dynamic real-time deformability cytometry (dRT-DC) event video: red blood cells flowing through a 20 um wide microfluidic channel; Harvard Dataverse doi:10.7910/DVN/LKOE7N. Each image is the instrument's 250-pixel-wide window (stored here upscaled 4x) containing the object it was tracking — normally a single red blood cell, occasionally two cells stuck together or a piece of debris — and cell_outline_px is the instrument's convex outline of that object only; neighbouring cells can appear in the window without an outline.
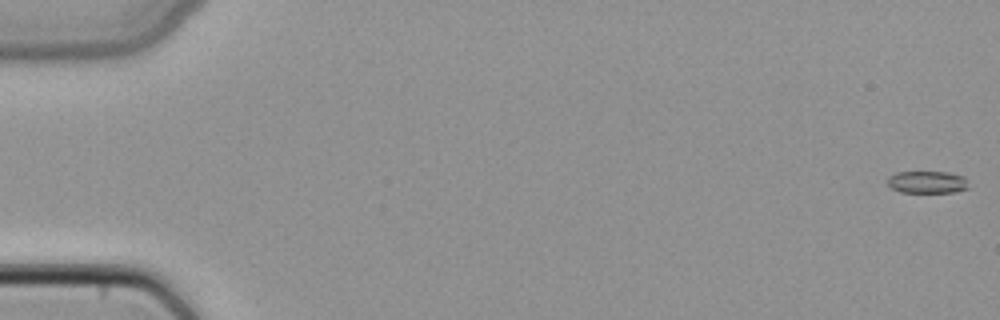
{"species": "common noctule bat (a hibernating species)", "species_latin": "Nyctalus noctula", "temperature_condition": "cold", "stored_images_in_passage": 50, "camera_frame_rate_fps": 3000, "um_per_image_px": 0.085, "animal": {"sex": "female", "body_mass_g": 22.7, "forearm_length_mm": 54.2}, "frame": {"image": 1, "passage_image": 1, "time_ms": 0.0, "image_size_px": [1000, 320], "cell_outline_px": [[968, 188], [952, 192], [900, 192], [892, 188], [888, 184], [888, 176], [896, 172], [948, 172], [964, 176]], "centroid_in_image_um": [78.79, 15.47], "position_along_channel_um": 6.2, "area_um2": 10.4}}
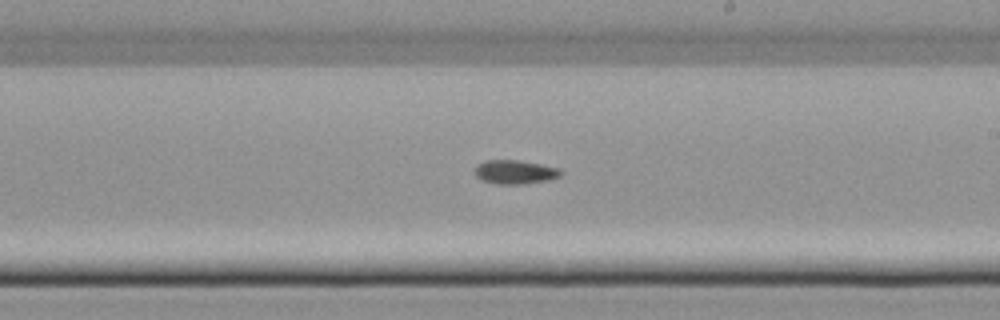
{"frame": {"image": 2, "passage_image": 30, "time_ms": 9.667, "image_size_px": [1000, 320], "cell_outline_px": [[564, 172], [560, 176], [548, 180], [520, 184], [496, 184], [480, 180], [476, 176], [476, 164], [484, 160], [516, 160], [540, 164], [560, 168]], "centroid_in_image_um": [43.77, 14.62], "position_along_channel_um": 245.2, "area_um2": 12.02}}
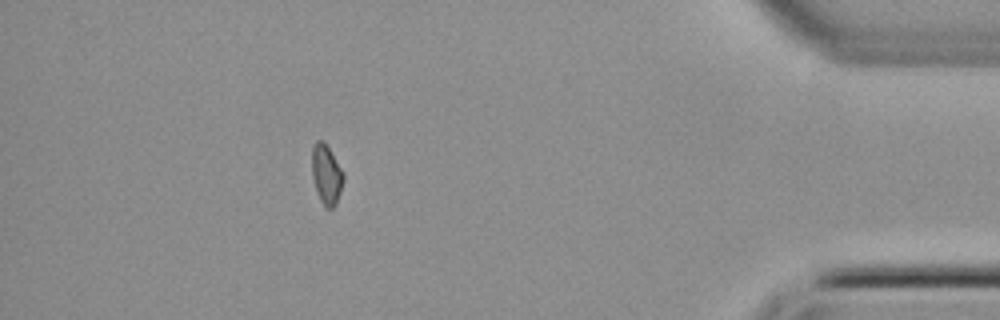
{"frame": {"image": 3, "passage_image": 45, "time_ms": 14.667, "image_size_px": [1000, 320], "cell_outline_px": [[344, 180], [336, 204], [332, 208], [324, 208], [316, 192], [312, 176], [312, 148], [316, 140], [324, 140], [344, 172]], "centroid_in_image_um": [27.74, 14.83], "position_along_channel_um": 407.5, "area_um2": 11.16}}